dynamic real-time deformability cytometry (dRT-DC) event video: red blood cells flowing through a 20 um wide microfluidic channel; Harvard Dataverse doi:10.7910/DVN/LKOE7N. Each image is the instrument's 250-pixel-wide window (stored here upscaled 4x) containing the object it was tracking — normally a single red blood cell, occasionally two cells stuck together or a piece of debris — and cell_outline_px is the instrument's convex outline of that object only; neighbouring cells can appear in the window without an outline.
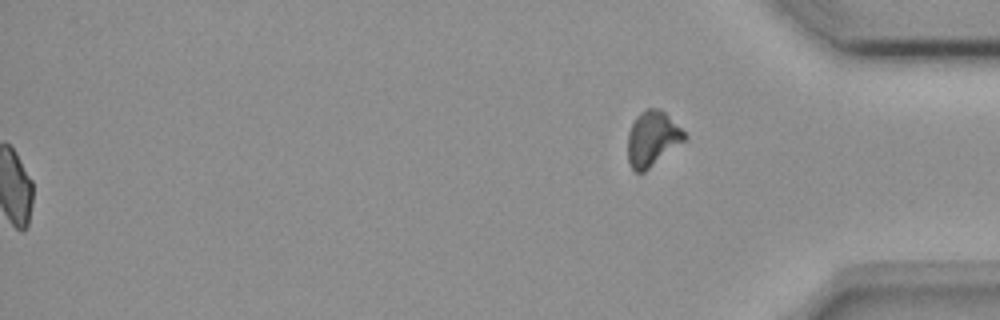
{"species": "common noctule bat (a hibernating species)", "species_latin": "Nyctalus noctula", "temperature_condition": "room temperature", "stored_images_in_passage": 54, "segment_of_instrument_passage": [2, 2], "camera_frame_rate_fps": 3000, "um_per_image_px": 0.085, "animal": {"sex": "female", "body_mass_g": 18.4}, "frame": {"image": 1, "passage_image": 54, "time_ms": 17.667, "image_size_px": [1000, 320], "cell_outline_px": [[688, 136], [684, 140], [644, 172], [636, 172], [632, 168], [628, 160], [628, 132], [636, 116], [640, 112], [648, 108], [660, 108]], "centroid_in_image_um": [55.42, 11.77], "position_along_channel_um": 379.8, "area_um2": 17.8}}